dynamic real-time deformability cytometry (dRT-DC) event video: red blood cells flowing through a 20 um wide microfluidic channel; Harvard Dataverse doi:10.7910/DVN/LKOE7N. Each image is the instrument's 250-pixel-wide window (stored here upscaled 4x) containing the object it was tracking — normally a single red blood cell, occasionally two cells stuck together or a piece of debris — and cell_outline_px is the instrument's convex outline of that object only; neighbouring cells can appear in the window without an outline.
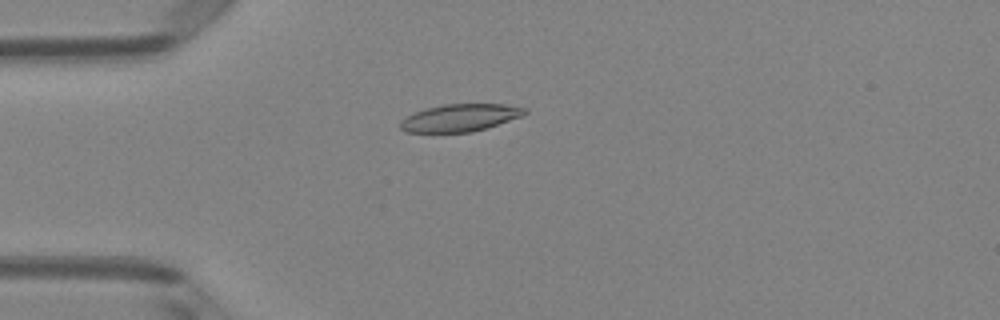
{"species": "Egyptian fruit bat (a non-hibernating species)", "species_latin": "Rousettus aegyptiacus", "temperature_condition": "room temperature", "stored_images_in_passage": 51, "camera_frame_rate_fps": 3000, "um_per_image_px": 0.085, "animal": {"sex": "female"}, "frame": {"image": 1, "passage_image": 14, "time_ms": 4.333, "image_size_px": [1000, 320], "cell_outline_px": [[528, 112], [524, 116], [488, 128], [472, 132], [404, 132], [400, 128], [400, 120], [416, 112], [428, 108], [444, 104], [504, 104], [528, 108]], "centroid_in_image_um": [39.17, 10.01], "position_along_channel_um": 45.8, "area_um2": 20.0}}
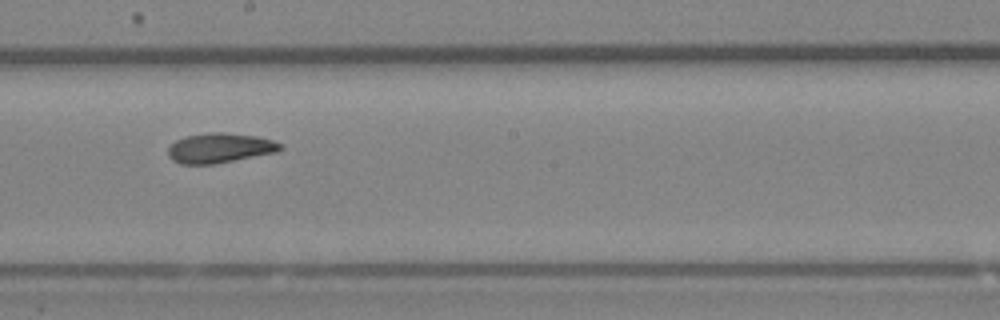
{"frame": {"image": 2, "passage_image": 29, "time_ms": 9.333, "image_size_px": [1000, 320], "cell_outline_px": [[284, 148], [280, 152], [212, 164], [180, 164], [172, 160], [168, 156], [168, 148], [176, 140], [184, 136], [208, 132], [224, 132], [256, 136], [272, 140], [284, 144]], "centroid_in_image_um": [18.72, 12.57], "position_along_channel_um": 229.5, "area_um2": 19.77}}
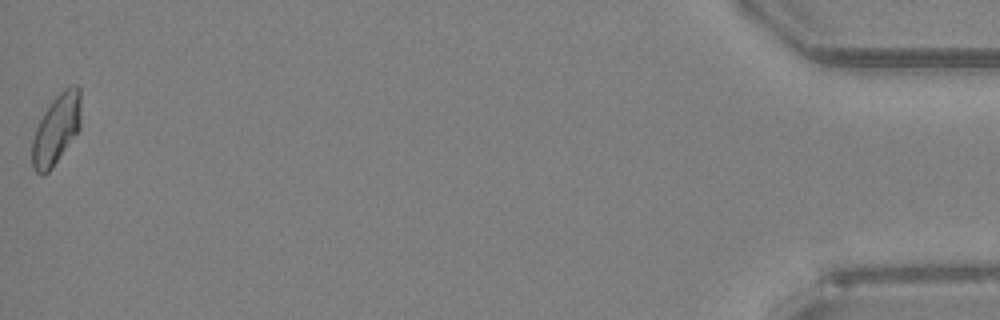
{"frame": {"image": 3, "passage_image": 51, "time_ms": 16.667, "image_size_px": [1000, 320], "cell_outline_px": [[80, 128], [52, 168], [48, 172], [36, 172], [32, 168], [32, 140], [36, 128], [44, 112], [52, 100], [64, 88], [72, 84], [76, 84], [80, 88]], "centroid_in_image_um": [4.79, 10.95], "position_along_channel_um": 430.4, "area_um2": 19.71}, "authors_computed_cell_mechanics": {"area_um2": 19.7098, "velocity_mm_per_s": 4.0444, "shape_relaxation_time_tau1_ms": 4.249, "shape_relaxation_time_tau2_ms": 2.93, "deformation_change_tau1": 0.1288, "deformation_change_tau2": 0.0903}}